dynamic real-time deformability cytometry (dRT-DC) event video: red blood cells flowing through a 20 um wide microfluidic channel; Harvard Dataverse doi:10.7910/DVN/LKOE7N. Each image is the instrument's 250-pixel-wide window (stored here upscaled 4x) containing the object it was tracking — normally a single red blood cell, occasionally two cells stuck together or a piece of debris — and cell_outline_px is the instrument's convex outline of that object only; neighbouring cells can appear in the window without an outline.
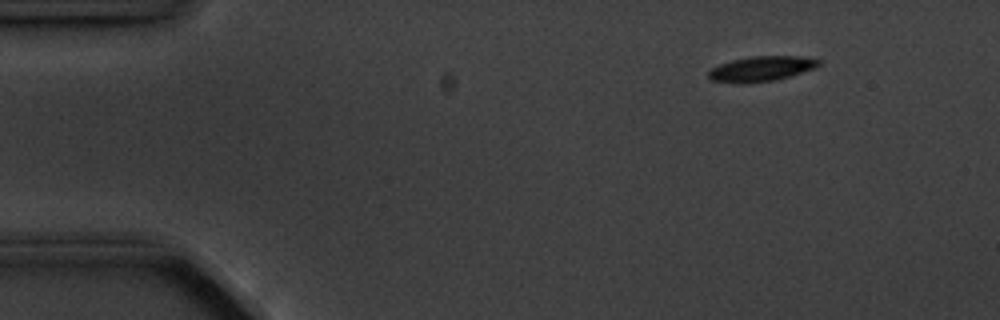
{"species": "common noctule bat (a hibernating species)", "species_latin": "Nyctalus noctula", "temperature_condition": "cold", "stored_images_in_passage": 9, "camera_frame_rate_fps": 3000, "um_per_image_px": 0.085, "animal": {"sex": "male", "body_mass_g": 20.1, "forearm_length_mm": 53.5}, "frame": {"image": 1, "passage_image": 2, "time_ms": 1.0, "image_size_px": [1000, 320], "cell_outline_px": [[820, 64], [816, 68], [776, 80], [744, 84], [736, 84], [712, 80], [708, 76], [708, 72], [712, 68], [720, 64], [732, 60], [752, 56], [800, 56], [820, 60]], "centroid_in_image_um": [64.7, 5.86], "position_along_channel_um": 20.3, "area_um2": 16.18}}
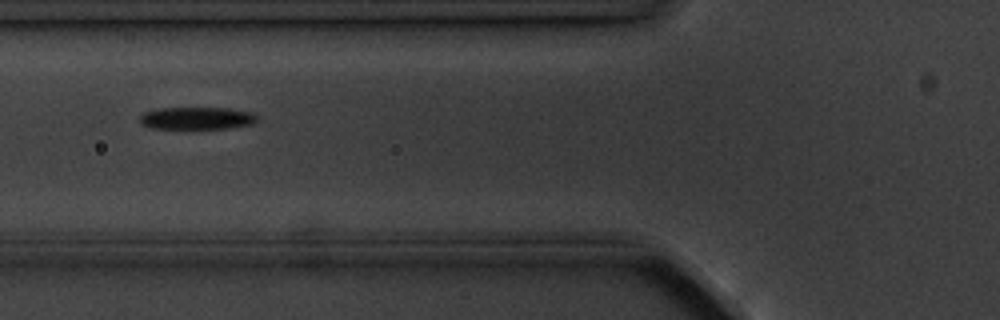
{"frame": {"image": 2, "passage_image": 6, "time_ms": 5.667, "image_size_px": [1000, 320], "cell_outline_px": [[256, 120], [252, 124], [228, 128], [152, 128], [140, 124], [140, 116], [144, 112], [156, 108], [232, 108], [252, 112], [256, 116]], "centroid_in_image_um": [16.71, 10.03], "position_along_channel_um": 109.1, "area_um2": 15.26}}